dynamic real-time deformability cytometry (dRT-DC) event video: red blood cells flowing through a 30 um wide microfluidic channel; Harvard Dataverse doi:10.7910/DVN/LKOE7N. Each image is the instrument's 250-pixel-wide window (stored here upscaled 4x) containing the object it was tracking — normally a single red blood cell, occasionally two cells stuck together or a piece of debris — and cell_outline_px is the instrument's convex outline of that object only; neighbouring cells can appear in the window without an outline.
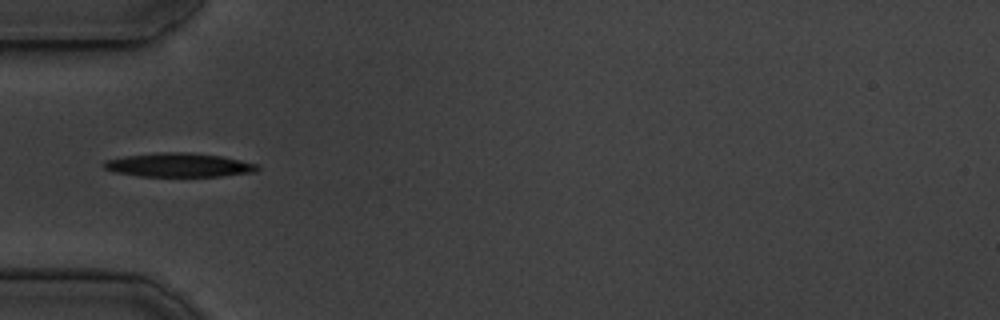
{"species": "common noctule bat (a hibernating species)", "species_latin": "Nyctalus noctula", "temperature_condition": "cold", "stored_images_in_passage": 38, "camera_frame_rate_fps": 3000, "um_per_image_px": 0.085, "animal": {"sex": "male", "body_mass_g": 19.5, "forearm_length_mm": 54.6}, "frame": {"image": 1, "passage_image": 1, "time_ms": 0.0, "image_size_px": [1000, 320], "cell_outline_px": [[260, 168], [256, 172], [220, 176], [140, 176], [116, 172], [104, 168], [100, 164], [104, 160], [124, 156], [160, 152], [188, 152], [220, 156], [260, 164]], "centroid_in_image_um": [15.2, 14.02], "position_along_channel_um": 69.8, "area_um2": 21.44}}
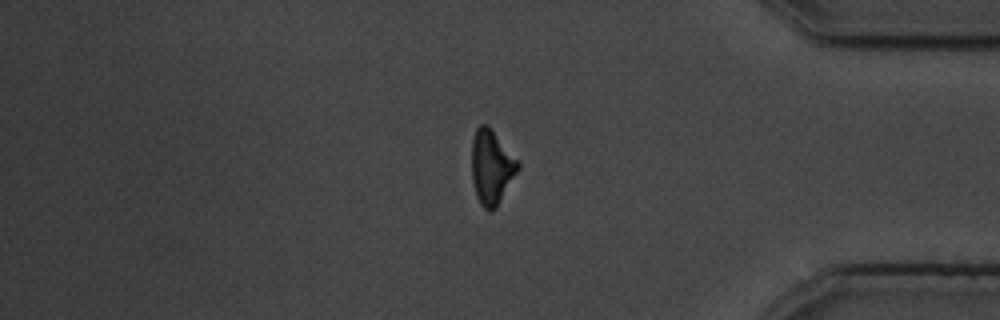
{"frame": {"image": 2, "passage_image": 29, "time_ms": 9.333, "image_size_px": [1000, 320], "cell_outline_px": [[520, 168], [496, 208], [492, 212], [488, 212], [480, 204], [476, 196], [472, 180], [472, 140], [476, 128], [480, 124], [488, 124], [520, 160]], "centroid_in_image_um": [41.8, 14.19], "position_along_channel_um": 393.4, "area_um2": 20.52}}
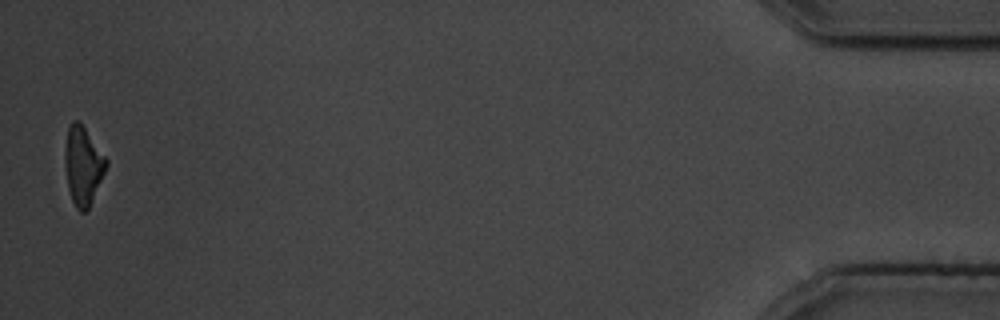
{"frame": {"image": 3, "passage_image": 37, "time_ms": 12.0, "image_size_px": [1000, 320], "cell_outline_px": [[108, 164], [88, 208], [84, 212], [80, 212], [76, 208], [72, 200], [68, 188], [64, 164], [64, 148], [68, 128], [72, 120], [80, 120], [108, 160]], "centroid_in_image_um": [7.03, 14.03], "position_along_channel_um": 428.2, "area_um2": 18.9}, "authors_computed_cell_mechanics": {"area_um2": 20.6057, "velocity_mm_per_s": 3.7168, "shape_relaxation_time_tau1_ms": 3.4029, "shape_relaxation_time_tau2_ms": 5.3549, "deformation_change_tau1": 0.1432, "deformation_change_tau2": 0.1632}}